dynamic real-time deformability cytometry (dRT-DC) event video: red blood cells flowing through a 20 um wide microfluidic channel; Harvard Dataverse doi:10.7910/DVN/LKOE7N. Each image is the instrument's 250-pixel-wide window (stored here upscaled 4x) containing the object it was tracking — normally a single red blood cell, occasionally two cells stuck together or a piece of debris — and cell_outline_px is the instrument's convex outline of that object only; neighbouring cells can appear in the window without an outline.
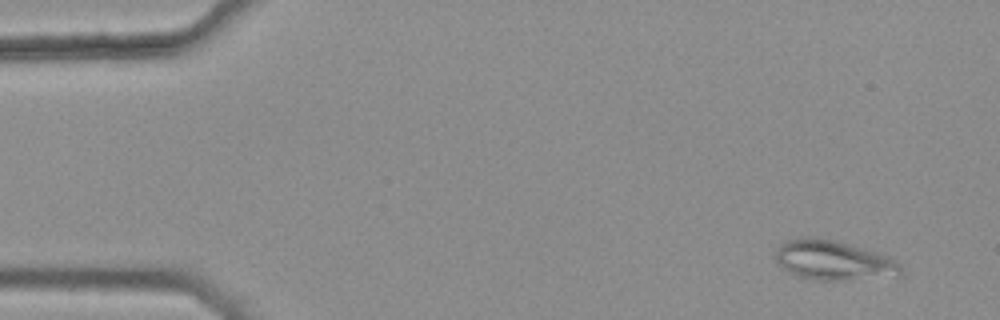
{"species": "common noctule bat (a hibernating species)", "species_latin": "Nyctalus noctula", "temperature_condition": "warm", "stored_images_in_passage": 42, "camera_frame_rate_fps": 3000, "um_per_image_px": 0.085, "animal": {"sex": "female", "body_mass_g": 25.1}, "frame": {"image": 1, "passage_image": 1, "time_ms": 0.0, "image_size_px": [1000, 320], "cell_outline_px": [[900, 276], [840, 280], [812, 280], [800, 276], [784, 268], [776, 260], [776, 248], [780, 244], [788, 240], [800, 236], [816, 236], [836, 240], [876, 252], [888, 256], [900, 264]], "centroid_in_image_um": [70.83, 22.1], "position_along_channel_um": 14.2, "area_um2": 28.9}}
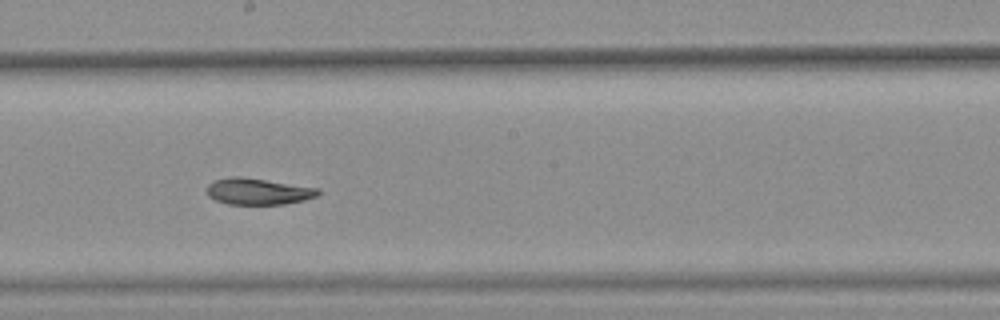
{"frame": {"image": 2, "passage_image": 27, "time_ms": 8.667, "image_size_px": [1000, 320], "cell_outline_px": [[320, 192], [316, 196], [304, 200], [284, 204], [228, 204], [216, 200], [208, 196], [208, 184], [212, 180], [232, 176], [240, 176], [320, 188]], "centroid_in_image_um": [21.93, 16.26], "position_along_channel_um": 226.3, "area_um2": 17.11}}
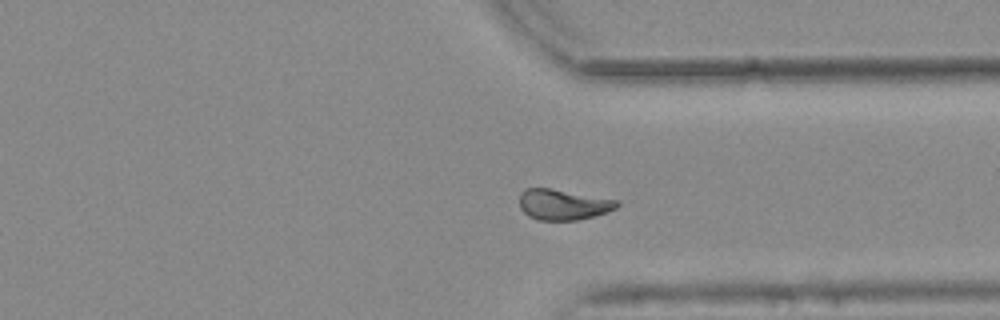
{"frame": {"image": 3, "passage_image": 38, "time_ms": 12.333, "image_size_px": [1000, 320], "cell_outline_px": [[620, 204], [616, 208], [608, 212], [576, 220], [536, 220], [528, 216], [520, 208], [520, 192], [524, 188], [548, 188], [620, 200]], "centroid_in_image_um": [47.86, 17.38], "position_along_channel_um": 363.5, "area_um2": 17.46}, "authors_computed_cell_mechanics": {"area_um2": 18.0914, "velocity_mm_per_s": 3.7349, "shape_relaxation_time_tau1_ms": null, "shape_relaxation_time_tau2_ms": 8.4501, "deformation_change_tau1": null, "deformation_change_tau2": 0.0879}}